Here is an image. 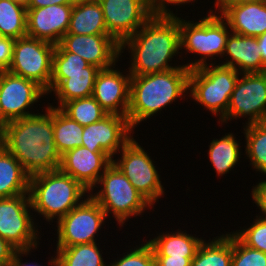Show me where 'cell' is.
<instances>
[{"label": "cell", "instance_id": "obj_1", "mask_svg": "<svg viewBox=\"0 0 266 266\" xmlns=\"http://www.w3.org/2000/svg\"><path fill=\"white\" fill-rule=\"evenodd\" d=\"M40 108L43 111L7 122L0 134V143L30 177L58 170L61 162L54 140L53 106Z\"/></svg>", "mask_w": 266, "mask_h": 266}, {"label": "cell", "instance_id": "obj_2", "mask_svg": "<svg viewBox=\"0 0 266 266\" xmlns=\"http://www.w3.org/2000/svg\"><path fill=\"white\" fill-rule=\"evenodd\" d=\"M125 50L131 57L127 68L131 76H143L185 67L179 63L172 65V58L175 61L178 54V59L181 60L179 16H151L134 35L120 44V58Z\"/></svg>", "mask_w": 266, "mask_h": 266}, {"label": "cell", "instance_id": "obj_3", "mask_svg": "<svg viewBox=\"0 0 266 266\" xmlns=\"http://www.w3.org/2000/svg\"><path fill=\"white\" fill-rule=\"evenodd\" d=\"M189 74V69L179 67L161 73L131 76L127 114L131 128H138L144 120L157 116L178 99H186Z\"/></svg>", "mask_w": 266, "mask_h": 266}, {"label": "cell", "instance_id": "obj_4", "mask_svg": "<svg viewBox=\"0 0 266 266\" xmlns=\"http://www.w3.org/2000/svg\"><path fill=\"white\" fill-rule=\"evenodd\" d=\"M28 194L34 217L37 213L51 225L88 197L89 191L58 169L31 176Z\"/></svg>", "mask_w": 266, "mask_h": 266}, {"label": "cell", "instance_id": "obj_5", "mask_svg": "<svg viewBox=\"0 0 266 266\" xmlns=\"http://www.w3.org/2000/svg\"><path fill=\"white\" fill-rule=\"evenodd\" d=\"M206 16L199 17V20H185L179 17L181 58L182 54H197L200 58L192 61L190 59L184 66L189 69L200 68L205 65L216 64V57L223 59L226 41L231 33L228 23L219 13H206ZM184 50V51H183ZM183 51V52H182ZM210 59L215 62L210 61Z\"/></svg>", "mask_w": 266, "mask_h": 266}, {"label": "cell", "instance_id": "obj_6", "mask_svg": "<svg viewBox=\"0 0 266 266\" xmlns=\"http://www.w3.org/2000/svg\"><path fill=\"white\" fill-rule=\"evenodd\" d=\"M89 195L105 211L107 219L112 215L110 218H114L121 229L129 219L140 215L143 217L149 209L150 212L155 211V206L136 190L113 162L89 191Z\"/></svg>", "mask_w": 266, "mask_h": 266}, {"label": "cell", "instance_id": "obj_7", "mask_svg": "<svg viewBox=\"0 0 266 266\" xmlns=\"http://www.w3.org/2000/svg\"><path fill=\"white\" fill-rule=\"evenodd\" d=\"M240 73L219 63L190 70L188 97L221 121L228 110L230 96Z\"/></svg>", "mask_w": 266, "mask_h": 266}, {"label": "cell", "instance_id": "obj_8", "mask_svg": "<svg viewBox=\"0 0 266 266\" xmlns=\"http://www.w3.org/2000/svg\"><path fill=\"white\" fill-rule=\"evenodd\" d=\"M33 214L29 194L0 198V237L17 250L39 248L42 226Z\"/></svg>", "mask_w": 266, "mask_h": 266}, {"label": "cell", "instance_id": "obj_9", "mask_svg": "<svg viewBox=\"0 0 266 266\" xmlns=\"http://www.w3.org/2000/svg\"><path fill=\"white\" fill-rule=\"evenodd\" d=\"M136 138H132L114 157L112 162L130 180L136 190L141 193L153 206L163 198L165 187L159 175L158 167L147 150ZM156 202V203H155Z\"/></svg>", "mask_w": 266, "mask_h": 266}, {"label": "cell", "instance_id": "obj_10", "mask_svg": "<svg viewBox=\"0 0 266 266\" xmlns=\"http://www.w3.org/2000/svg\"><path fill=\"white\" fill-rule=\"evenodd\" d=\"M54 51L53 43L27 35L18 38L7 71L36 82L49 96Z\"/></svg>", "mask_w": 266, "mask_h": 266}, {"label": "cell", "instance_id": "obj_11", "mask_svg": "<svg viewBox=\"0 0 266 266\" xmlns=\"http://www.w3.org/2000/svg\"><path fill=\"white\" fill-rule=\"evenodd\" d=\"M106 219L105 211L89 195L62 217L57 225L55 224L57 227L55 247H70L100 241L96 237L99 236V230L105 227V222L109 221Z\"/></svg>", "mask_w": 266, "mask_h": 266}, {"label": "cell", "instance_id": "obj_12", "mask_svg": "<svg viewBox=\"0 0 266 266\" xmlns=\"http://www.w3.org/2000/svg\"><path fill=\"white\" fill-rule=\"evenodd\" d=\"M237 118L247 119L243 125L266 122V72L239 75L225 117L218 124L227 125Z\"/></svg>", "mask_w": 266, "mask_h": 266}, {"label": "cell", "instance_id": "obj_13", "mask_svg": "<svg viewBox=\"0 0 266 266\" xmlns=\"http://www.w3.org/2000/svg\"><path fill=\"white\" fill-rule=\"evenodd\" d=\"M45 95L46 91L36 82L0 71V108L7 122L34 115L33 107H38L36 103H41Z\"/></svg>", "mask_w": 266, "mask_h": 266}, {"label": "cell", "instance_id": "obj_14", "mask_svg": "<svg viewBox=\"0 0 266 266\" xmlns=\"http://www.w3.org/2000/svg\"><path fill=\"white\" fill-rule=\"evenodd\" d=\"M127 117L107 114L100 121L83 127L82 146L91 152H107L112 158L133 138Z\"/></svg>", "mask_w": 266, "mask_h": 266}, {"label": "cell", "instance_id": "obj_15", "mask_svg": "<svg viewBox=\"0 0 266 266\" xmlns=\"http://www.w3.org/2000/svg\"><path fill=\"white\" fill-rule=\"evenodd\" d=\"M107 32L121 44L134 35L152 16L142 0H98Z\"/></svg>", "mask_w": 266, "mask_h": 266}, {"label": "cell", "instance_id": "obj_16", "mask_svg": "<svg viewBox=\"0 0 266 266\" xmlns=\"http://www.w3.org/2000/svg\"><path fill=\"white\" fill-rule=\"evenodd\" d=\"M116 66L118 65L114 64L98 71L92 97L108 114L127 117L131 75L129 71H121Z\"/></svg>", "mask_w": 266, "mask_h": 266}, {"label": "cell", "instance_id": "obj_17", "mask_svg": "<svg viewBox=\"0 0 266 266\" xmlns=\"http://www.w3.org/2000/svg\"><path fill=\"white\" fill-rule=\"evenodd\" d=\"M90 65L106 69L121 61L120 44L111 35L65 34L59 43Z\"/></svg>", "mask_w": 266, "mask_h": 266}, {"label": "cell", "instance_id": "obj_18", "mask_svg": "<svg viewBox=\"0 0 266 266\" xmlns=\"http://www.w3.org/2000/svg\"><path fill=\"white\" fill-rule=\"evenodd\" d=\"M112 159L107 152H91L88 148L80 146L61 155L59 169L91 191L112 163Z\"/></svg>", "mask_w": 266, "mask_h": 266}, {"label": "cell", "instance_id": "obj_19", "mask_svg": "<svg viewBox=\"0 0 266 266\" xmlns=\"http://www.w3.org/2000/svg\"><path fill=\"white\" fill-rule=\"evenodd\" d=\"M73 4L27 9V36L59 44L67 33Z\"/></svg>", "mask_w": 266, "mask_h": 266}, {"label": "cell", "instance_id": "obj_20", "mask_svg": "<svg viewBox=\"0 0 266 266\" xmlns=\"http://www.w3.org/2000/svg\"><path fill=\"white\" fill-rule=\"evenodd\" d=\"M219 15L232 33L257 37L266 32V0L229 4Z\"/></svg>", "mask_w": 266, "mask_h": 266}, {"label": "cell", "instance_id": "obj_21", "mask_svg": "<svg viewBox=\"0 0 266 266\" xmlns=\"http://www.w3.org/2000/svg\"><path fill=\"white\" fill-rule=\"evenodd\" d=\"M223 58L219 64L232 67L240 74L266 72L261 59L260 46H258L257 38L253 36L231 32L226 41Z\"/></svg>", "mask_w": 266, "mask_h": 266}, {"label": "cell", "instance_id": "obj_22", "mask_svg": "<svg viewBox=\"0 0 266 266\" xmlns=\"http://www.w3.org/2000/svg\"><path fill=\"white\" fill-rule=\"evenodd\" d=\"M99 70L96 66L89 64L87 72L52 73L50 95L53 93L57 105L54 106L53 102L47 104L60 108L70 100L92 96L95 78Z\"/></svg>", "mask_w": 266, "mask_h": 266}, {"label": "cell", "instance_id": "obj_23", "mask_svg": "<svg viewBox=\"0 0 266 266\" xmlns=\"http://www.w3.org/2000/svg\"><path fill=\"white\" fill-rule=\"evenodd\" d=\"M194 235L189 234L186 229L182 231L178 228L177 231L159 232L147 242L152 246L154 256L194 257L200 243L204 240L203 237Z\"/></svg>", "mask_w": 266, "mask_h": 266}, {"label": "cell", "instance_id": "obj_24", "mask_svg": "<svg viewBox=\"0 0 266 266\" xmlns=\"http://www.w3.org/2000/svg\"><path fill=\"white\" fill-rule=\"evenodd\" d=\"M66 34L110 35L98 0H76Z\"/></svg>", "mask_w": 266, "mask_h": 266}, {"label": "cell", "instance_id": "obj_25", "mask_svg": "<svg viewBox=\"0 0 266 266\" xmlns=\"http://www.w3.org/2000/svg\"><path fill=\"white\" fill-rule=\"evenodd\" d=\"M29 179L20 162L0 143V198L28 194Z\"/></svg>", "mask_w": 266, "mask_h": 266}, {"label": "cell", "instance_id": "obj_26", "mask_svg": "<svg viewBox=\"0 0 266 266\" xmlns=\"http://www.w3.org/2000/svg\"><path fill=\"white\" fill-rule=\"evenodd\" d=\"M225 135L218 138H214L210 141L208 146V158L212 169H214L219 176H224L235 170L234 167L240 164L242 152V144L236 139V135L231 132L224 133Z\"/></svg>", "mask_w": 266, "mask_h": 266}, {"label": "cell", "instance_id": "obj_27", "mask_svg": "<svg viewBox=\"0 0 266 266\" xmlns=\"http://www.w3.org/2000/svg\"><path fill=\"white\" fill-rule=\"evenodd\" d=\"M98 244L99 242H94L70 247H56L54 256H51L48 264L50 266H108Z\"/></svg>", "mask_w": 266, "mask_h": 266}, {"label": "cell", "instance_id": "obj_28", "mask_svg": "<svg viewBox=\"0 0 266 266\" xmlns=\"http://www.w3.org/2000/svg\"><path fill=\"white\" fill-rule=\"evenodd\" d=\"M204 239L192 259L191 266H231L232 232Z\"/></svg>", "mask_w": 266, "mask_h": 266}, {"label": "cell", "instance_id": "obj_29", "mask_svg": "<svg viewBox=\"0 0 266 266\" xmlns=\"http://www.w3.org/2000/svg\"><path fill=\"white\" fill-rule=\"evenodd\" d=\"M243 129L245 159L253 171L266 177V122L243 125Z\"/></svg>", "mask_w": 266, "mask_h": 266}, {"label": "cell", "instance_id": "obj_30", "mask_svg": "<svg viewBox=\"0 0 266 266\" xmlns=\"http://www.w3.org/2000/svg\"><path fill=\"white\" fill-rule=\"evenodd\" d=\"M53 130L56 148L60 155L82 146L83 126L56 107H53Z\"/></svg>", "mask_w": 266, "mask_h": 266}, {"label": "cell", "instance_id": "obj_31", "mask_svg": "<svg viewBox=\"0 0 266 266\" xmlns=\"http://www.w3.org/2000/svg\"><path fill=\"white\" fill-rule=\"evenodd\" d=\"M27 35V9L11 0H0V37L14 40Z\"/></svg>", "mask_w": 266, "mask_h": 266}, {"label": "cell", "instance_id": "obj_32", "mask_svg": "<svg viewBox=\"0 0 266 266\" xmlns=\"http://www.w3.org/2000/svg\"><path fill=\"white\" fill-rule=\"evenodd\" d=\"M59 109L83 127L100 121L108 114L92 96L70 100Z\"/></svg>", "mask_w": 266, "mask_h": 266}, {"label": "cell", "instance_id": "obj_33", "mask_svg": "<svg viewBox=\"0 0 266 266\" xmlns=\"http://www.w3.org/2000/svg\"><path fill=\"white\" fill-rule=\"evenodd\" d=\"M142 240L139 246L135 245L129 251L123 252L124 255L109 262L108 266H155L153 248L147 240Z\"/></svg>", "mask_w": 266, "mask_h": 266}, {"label": "cell", "instance_id": "obj_34", "mask_svg": "<svg viewBox=\"0 0 266 266\" xmlns=\"http://www.w3.org/2000/svg\"><path fill=\"white\" fill-rule=\"evenodd\" d=\"M253 223L231 231L243 244L266 253V220L257 216Z\"/></svg>", "mask_w": 266, "mask_h": 266}, {"label": "cell", "instance_id": "obj_35", "mask_svg": "<svg viewBox=\"0 0 266 266\" xmlns=\"http://www.w3.org/2000/svg\"><path fill=\"white\" fill-rule=\"evenodd\" d=\"M88 65L80 55L67 52L60 44L55 45L52 73L87 72Z\"/></svg>", "mask_w": 266, "mask_h": 266}, {"label": "cell", "instance_id": "obj_36", "mask_svg": "<svg viewBox=\"0 0 266 266\" xmlns=\"http://www.w3.org/2000/svg\"><path fill=\"white\" fill-rule=\"evenodd\" d=\"M231 266H266V253L248 247L232 233Z\"/></svg>", "mask_w": 266, "mask_h": 266}, {"label": "cell", "instance_id": "obj_37", "mask_svg": "<svg viewBox=\"0 0 266 266\" xmlns=\"http://www.w3.org/2000/svg\"><path fill=\"white\" fill-rule=\"evenodd\" d=\"M198 1V0H197ZM196 0H154L153 3L149 6V10L152 16L157 17H178V13H173V10L169 6H186L190 3L192 5L197 2ZM169 7V8H168Z\"/></svg>", "mask_w": 266, "mask_h": 266}, {"label": "cell", "instance_id": "obj_38", "mask_svg": "<svg viewBox=\"0 0 266 266\" xmlns=\"http://www.w3.org/2000/svg\"><path fill=\"white\" fill-rule=\"evenodd\" d=\"M263 179V180H262ZM261 181H258L256 185L253 184L251 191V198L253 203L260 210V214L257 217L266 220V179L262 177Z\"/></svg>", "mask_w": 266, "mask_h": 266}, {"label": "cell", "instance_id": "obj_39", "mask_svg": "<svg viewBox=\"0 0 266 266\" xmlns=\"http://www.w3.org/2000/svg\"><path fill=\"white\" fill-rule=\"evenodd\" d=\"M15 40L0 37V71H7L12 59Z\"/></svg>", "mask_w": 266, "mask_h": 266}, {"label": "cell", "instance_id": "obj_40", "mask_svg": "<svg viewBox=\"0 0 266 266\" xmlns=\"http://www.w3.org/2000/svg\"><path fill=\"white\" fill-rule=\"evenodd\" d=\"M194 257L171 258V256H155V266H191Z\"/></svg>", "mask_w": 266, "mask_h": 266}, {"label": "cell", "instance_id": "obj_41", "mask_svg": "<svg viewBox=\"0 0 266 266\" xmlns=\"http://www.w3.org/2000/svg\"><path fill=\"white\" fill-rule=\"evenodd\" d=\"M17 249L8 241L0 237V263L3 266H10Z\"/></svg>", "mask_w": 266, "mask_h": 266}, {"label": "cell", "instance_id": "obj_42", "mask_svg": "<svg viewBox=\"0 0 266 266\" xmlns=\"http://www.w3.org/2000/svg\"><path fill=\"white\" fill-rule=\"evenodd\" d=\"M35 249H29V250H17L14 254L13 260L11 261L10 266H43L42 264L40 265L39 263L35 262H29L26 260V262H22L24 257L30 256V254L36 250ZM33 250V251H32Z\"/></svg>", "mask_w": 266, "mask_h": 266}, {"label": "cell", "instance_id": "obj_43", "mask_svg": "<svg viewBox=\"0 0 266 266\" xmlns=\"http://www.w3.org/2000/svg\"><path fill=\"white\" fill-rule=\"evenodd\" d=\"M76 0H31L29 8H41L48 5L74 4Z\"/></svg>", "mask_w": 266, "mask_h": 266}, {"label": "cell", "instance_id": "obj_44", "mask_svg": "<svg viewBox=\"0 0 266 266\" xmlns=\"http://www.w3.org/2000/svg\"><path fill=\"white\" fill-rule=\"evenodd\" d=\"M229 4H237V0H215L214 9L210 8L208 13H219L222 9H224Z\"/></svg>", "mask_w": 266, "mask_h": 266}, {"label": "cell", "instance_id": "obj_45", "mask_svg": "<svg viewBox=\"0 0 266 266\" xmlns=\"http://www.w3.org/2000/svg\"><path fill=\"white\" fill-rule=\"evenodd\" d=\"M258 41V46L261 50V59L263 65L266 67V32L256 37Z\"/></svg>", "mask_w": 266, "mask_h": 266}, {"label": "cell", "instance_id": "obj_46", "mask_svg": "<svg viewBox=\"0 0 266 266\" xmlns=\"http://www.w3.org/2000/svg\"><path fill=\"white\" fill-rule=\"evenodd\" d=\"M11 1L14 2L15 4L24 7L25 9L29 8V4L31 2V0H11Z\"/></svg>", "mask_w": 266, "mask_h": 266}, {"label": "cell", "instance_id": "obj_47", "mask_svg": "<svg viewBox=\"0 0 266 266\" xmlns=\"http://www.w3.org/2000/svg\"><path fill=\"white\" fill-rule=\"evenodd\" d=\"M6 123L7 121L2 117L1 108H0V134L3 132Z\"/></svg>", "mask_w": 266, "mask_h": 266}, {"label": "cell", "instance_id": "obj_48", "mask_svg": "<svg viewBox=\"0 0 266 266\" xmlns=\"http://www.w3.org/2000/svg\"><path fill=\"white\" fill-rule=\"evenodd\" d=\"M257 1H260V0H237V4L249 3V2H257Z\"/></svg>", "mask_w": 266, "mask_h": 266}, {"label": "cell", "instance_id": "obj_49", "mask_svg": "<svg viewBox=\"0 0 266 266\" xmlns=\"http://www.w3.org/2000/svg\"><path fill=\"white\" fill-rule=\"evenodd\" d=\"M144 1L148 6H150L154 0H142Z\"/></svg>", "mask_w": 266, "mask_h": 266}]
</instances>
